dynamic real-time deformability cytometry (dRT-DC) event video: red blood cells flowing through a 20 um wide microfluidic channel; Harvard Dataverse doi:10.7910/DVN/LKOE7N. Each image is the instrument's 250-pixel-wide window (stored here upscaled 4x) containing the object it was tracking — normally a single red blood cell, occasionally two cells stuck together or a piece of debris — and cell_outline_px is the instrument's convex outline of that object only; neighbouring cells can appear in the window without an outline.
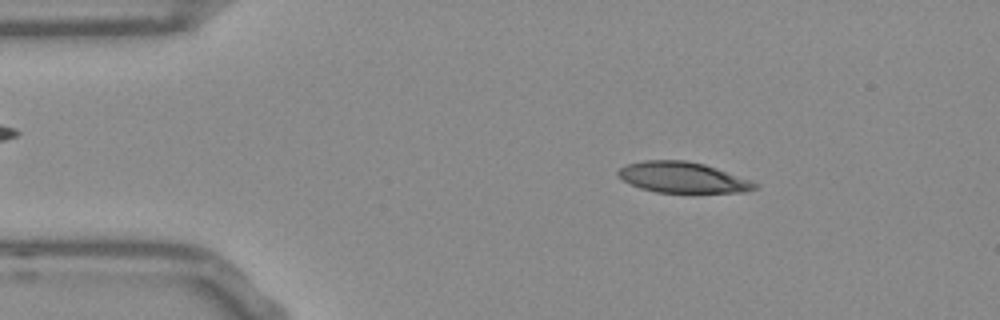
{"species": "Egyptian fruit bat (a non-hibernating species)", "species_latin": "Rousettus aegyptiacus", "temperature_condition": "room temperature", "stored_images_in_passage": 51, "camera_frame_rate_fps": 3000, "um_per_image_px": 0.085, "frame": {"image": 1, "passage_image": 7, "time_ms": 2.0, "image_size_px": [1000, 320], "cell_outline_px": [[760, 184], [756, 188], [744, 192], [692, 196], [656, 192], [640, 188], [624, 180], [616, 172], [620, 168], [628, 164], [644, 160], [684, 160], [704, 164], [752, 180]], "centroid_in_image_um": [58.12, 15.14], "position_along_channel_um": 26.9, "area_um2": 25.55}}
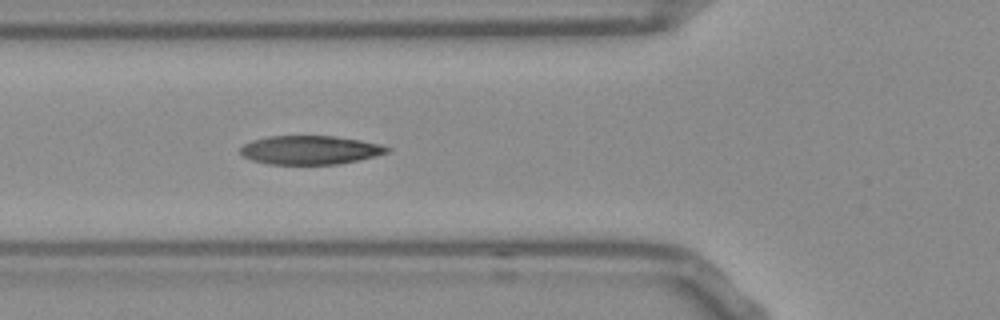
{"frame": {"image": 2, "passage_image": 17, "time_ms": 5.333, "image_size_px": [1000, 320], "cell_outline_px": [[392, 148], [388, 152], [340, 164], [268, 164], [252, 160], [244, 156], [240, 152], [240, 148], [244, 144], [252, 140], [268, 136], [332, 136], [360, 140], [380, 144]], "centroid_in_image_um": [26.33, 12.75], "position_along_channel_um": 99.5, "area_um2": 24.39}}
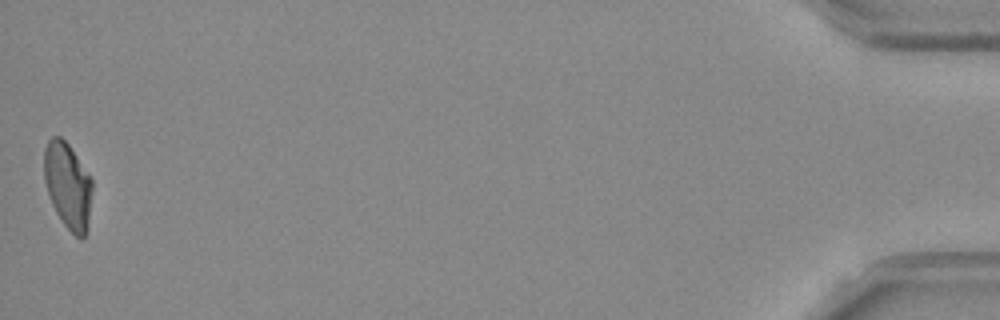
{"frame": {"image": 3, "passage_image": 51, "time_ms": 16.667, "image_size_px": [1000, 320], "cell_outline_px": [[92, 188], [88, 228], [84, 236], [80, 240], [64, 224], [56, 212], [52, 204], [44, 180], [44, 148], [48, 140], [52, 136], [60, 136], [68, 144], [92, 180]], "centroid_in_image_um": [5.76, 15.77], "position_along_channel_um": 429.4, "area_um2": 23.93}, "authors_computed_cell_mechanics": {"area_um2": 24.7384, "velocity_mm_per_s": 3.8027, "shape_relaxation_time_tau1_ms": 5.0589, "shape_relaxation_time_tau2_ms": 1.3106, "deformation_change_tau1": 0.193, "deformation_change_tau2": 0.0624}}